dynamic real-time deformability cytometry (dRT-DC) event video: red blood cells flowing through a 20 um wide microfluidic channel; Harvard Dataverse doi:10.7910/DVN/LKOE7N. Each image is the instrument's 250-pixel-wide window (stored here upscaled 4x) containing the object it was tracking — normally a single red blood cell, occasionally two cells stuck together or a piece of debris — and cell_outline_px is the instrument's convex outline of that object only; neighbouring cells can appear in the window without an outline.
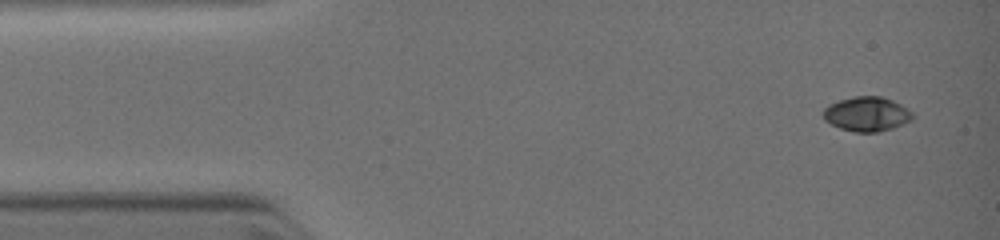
{"species": "common noctule bat (a hibernating species)", "species_latin": "Nyctalus noctula", "temperature_condition": "warm", "stored_images_in_passage": 7, "camera_frame_rate_fps": 3000, "um_per_image_px": 0.085, "animal": {"sex": "female", "body_mass_g": 19.0, "forearm_length_mm": 51.5}, "frame": {"image": 1, "passage_image": 1, "time_ms": 0.0, "image_size_px": [1000, 240], "cell_outline_px": [[912, 116], [908, 120], [900, 124], [876, 132], [856, 132], [840, 128], [832, 124], [824, 116], [824, 108], [828, 104], [840, 100], [856, 96], [880, 96], [892, 100], [900, 104], [912, 112]], "centroid_in_image_um": [73.64, 9.67], "position_along_channel_um": 11.4, "area_um2": 17.34}}
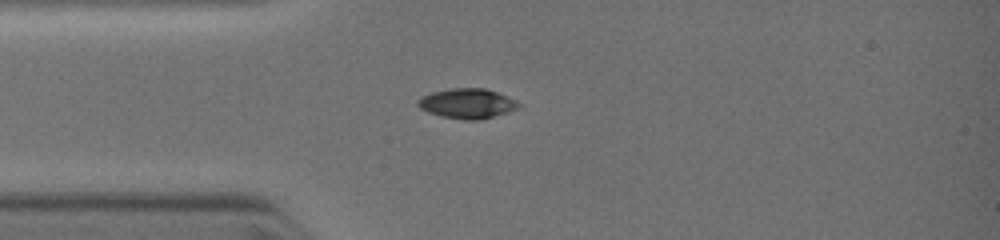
{"frame": {"image": 2, "passage_image": 4, "time_ms": 2.333, "image_size_px": [1000, 240], "cell_outline_px": [[520, 104], [516, 108], [492, 116], [476, 120], [468, 120], [440, 116], [428, 112], [420, 108], [416, 104], [416, 100], [420, 96], [432, 92], [452, 88], [484, 88], [508, 96]], "centroid_in_image_um": [39.63, 8.78], "position_along_channel_um": 45.4, "area_um2": 17.28}}
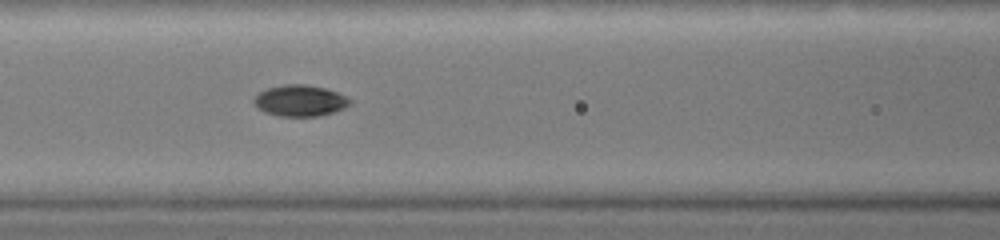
{"frame": {"image": 3, "passage_image": 7, "time_ms": 4.333, "image_size_px": [1000, 240], "cell_outline_px": [[352, 104], [344, 108], [332, 112], [316, 116], [280, 116], [264, 112], [252, 100], [260, 92], [268, 88], [284, 84], [308, 84], [324, 88], [348, 96], [352, 100]], "centroid_in_image_um": [25.54, 8.54], "position_along_channel_um": 141.1, "area_um2": 17.4}}